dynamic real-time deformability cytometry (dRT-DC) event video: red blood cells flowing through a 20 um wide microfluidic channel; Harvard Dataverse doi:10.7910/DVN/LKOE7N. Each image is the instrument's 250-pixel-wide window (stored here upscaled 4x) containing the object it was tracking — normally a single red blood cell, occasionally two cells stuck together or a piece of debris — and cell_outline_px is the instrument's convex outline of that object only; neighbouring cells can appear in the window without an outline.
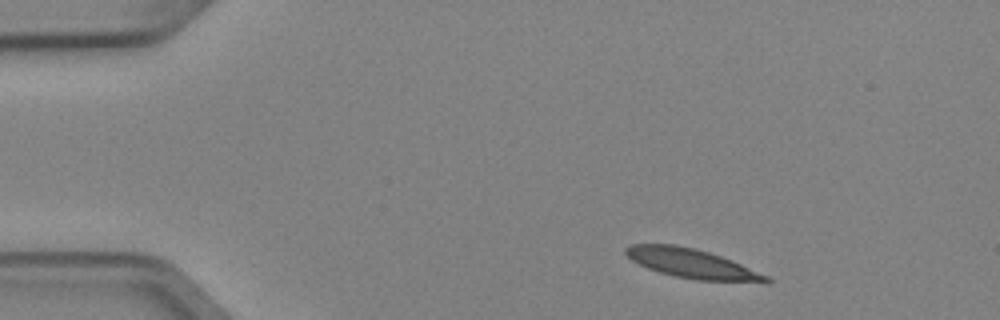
{"species": "Egyptian fruit bat (a non-hibernating species)", "species_latin": "Rousettus aegyptiacus", "temperature_condition": "cold", "stored_images_in_passage": 2, "camera_frame_rate_fps": 3000, "um_per_image_px": 0.085, "animal": {"sex": "female"}, "frame": {"image": 1, "passage_image": 1, "time_ms": 0.0, "image_size_px": [1000, 320], "cell_outline_px": [[772, 280], [768, 284], [696, 280], [676, 276], [660, 272], [648, 268], [632, 260], [624, 252], [624, 248], [632, 244], [672, 244], [692, 248], [708, 252], [732, 260], [768, 276]], "centroid_in_image_um": [58.89, 22.43], "position_along_channel_um": 26.1, "area_um2": 24.1}}